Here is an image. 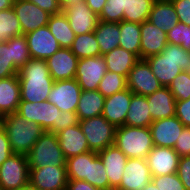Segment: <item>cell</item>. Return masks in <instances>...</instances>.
I'll return each mask as SVG.
<instances>
[{
    "mask_svg": "<svg viewBox=\"0 0 190 190\" xmlns=\"http://www.w3.org/2000/svg\"><path fill=\"white\" fill-rule=\"evenodd\" d=\"M17 75L21 101L39 103L48 99L54 80L45 60L31 58Z\"/></svg>",
    "mask_w": 190,
    "mask_h": 190,
    "instance_id": "cell-1",
    "label": "cell"
},
{
    "mask_svg": "<svg viewBox=\"0 0 190 190\" xmlns=\"http://www.w3.org/2000/svg\"><path fill=\"white\" fill-rule=\"evenodd\" d=\"M160 84L168 87L174 78L190 67V53L179 45L168 43L164 50L145 59Z\"/></svg>",
    "mask_w": 190,
    "mask_h": 190,
    "instance_id": "cell-2",
    "label": "cell"
},
{
    "mask_svg": "<svg viewBox=\"0 0 190 190\" xmlns=\"http://www.w3.org/2000/svg\"><path fill=\"white\" fill-rule=\"evenodd\" d=\"M3 129L13 153L27 155L45 130L14 112L3 116Z\"/></svg>",
    "mask_w": 190,
    "mask_h": 190,
    "instance_id": "cell-3",
    "label": "cell"
},
{
    "mask_svg": "<svg viewBox=\"0 0 190 190\" xmlns=\"http://www.w3.org/2000/svg\"><path fill=\"white\" fill-rule=\"evenodd\" d=\"M116 145L127 158L146 159L154 146L149 127L120 126L116 128Z\"/></svg>",
    "mask_w": 190,
    "mask_h": 190,
    "instance_id": "cell-4",
    "label": "cell"
},
{
    "mask_svg": "<svg viewBox=\"0 0 190 190\" xmlns=\"http://www.w3.org/2000/svg\"><path fill=\"white\" fill-rule=\"evenodd\" d=\"M31 59L25 35L0 42V79L17 75Z\"/></svg>",
    "mask_w": 190,
    "mask_h": 190,
    "instance_id": "cell-5",
    "label": "cell"
},
{
    "mask_svg": "<svg viewBox=\"0 0 190 190\" xmlns=\"http://www.w3.org/2000/svg\"><path fill=\"white\" fill-rule=\"evenodd\" d=\"M29 168L66 166V158L55 133L45 131L27 154Z\"/></svg>",
    "mask_w": 190,
    "mask_h": 190,
    "instance_id": "cell-6",
    "label": "cell"
},
{
    "mask_svg": "<svg viewBox=\"0 0 190 190\" xmlns=\"http://www.w3.org/2000/svg\"><path fill=\"white\" fill-rule=\"evenodd\" d=\"M27 121L35 122L45 131L57 134L59 132L60 109L48 100L42 102L20 101L16 111Z\"/></svg>",
    "mask_w": 190,
    "mask_h": 190,
    "instance_id": "cell-7",
    "label": "cell"
},
{
    "mask_svg": "<svg viewBox=\"0 0 190 190\" xmlns=\"http://www.w3.org/2000/svg\"><path fill=\"white\" fill-rule=\"evenodd\" d=\"M79 125L87 139L90 151L98 153L114 144L116 127L102 115L79 120Z\"/></svg>",
    "mask_w": 190,
    "mask_h": 190,
    "instance_id": "cell-8",
    "label": "cell"
},
{
    "mask_svg": "<svg viewBox=\"0 0 190 190\" xmlns=\"http://www.w3.org/2000/svg\"><path fill=\"white\" fill-rule=\"evenodd\" d=\"M27 155L13 153L0 165V190H17L29 181Z\"/></svg>",
    "mask_w": 190,
    "mask_h": 190,
    "instance_id": "cell-9",
    "label": "cell"
},
{
    "mask_svg": "<svg viewBox=\"0 0 190 190\" xmlns=\"http://www.w3.org/2000/svg\"><path fill=\"white\" fill-rule=\"evenodd\" d=\"M106 72V61L102 55L82 58L78 59L75 79L82 90H97Z\"/></svg>",
    "mask_w": 190,
    "mask_h": 190,
    "instance_id": "cell-10",
    "label": "cell"
},
{
    "mask_svg": "<svg viewBox=\"0 0 190 190\" xmlns=\"http://www.w3.org/2000/svg\"><path fill=\"white\" fill-rule=\"evenodd\" d=\"M162 87L145 59H139L127 77V88L134 94L147 96Z\"/></svg>",
    "mask_w": 190,
    "mask_h": 190,
    "instance_id": "cell-11",
    "label": "cell"
},
{
    "mask_svg": "<svg viewBox=\"0 0 190 190\" xmlns=\"http://www.w3.org/2000/svg\"><path fill=\"white\" fill-rule=\"evenodd\" d=\"M81 92L82 89L75 78L57 80L54 81L47 100L62 112H76Z\"/></svg>",
    "mask_w": 190,
    "mask_h": 190,
    "instance_id": "cell-12",
    "label": "cell"
},
{
    "mask_svg": "<svg viewBox=\"0 0 190 190\" xmlns=\"http://www.w3.org/2000/svg\"><path fill=\"white\" fill-rule=\"evenodd\" d=\"M29 181L37 190H65L67 186L66 166L29 168Z\"/></svg>",
    "mask_w": 190,
    "mask_h": 190,
    "instance_id": "cell-13",
    "label": "cell"
},
{
    "mask_svg": "<svg viewBox=\"0 0 190 190\" xmlns=\"http://www.w3.org/2000/svg\"><path fill=\"white\" fill-rule=\"evenodd\" d=\"M13 9L25 35L40 27L47 26L50 14L28 0H14Z\"/></svg>",
    "mask_w": 190,
    "mask_h": 190,
    "instance_id": "cell-14",
    "label": "cell"
},
{
    "mask_svg": "<svg viewBox=\"0 0 190 190\" xmlns=\"http://www.w3.org/2000/svg\"><path fill=\"white\" fill-rule=\"evenodd\" d=\"M151 180L152 175L146 159L128 158L121 183L116 190H142Z\"/></svg>",
    "mask_w": 190,
    "mask_h": 190,
    "instance_id": "cell-15",
    "label": "cell"
},
{
    "mask_svg": "<svg viewBox=\"0 0 190 190\" xmlns=\"http://www.w3.org/2000/svg\"><path fill=\"white\" fill-rule=\"evenodd\" d=\"M25 37L30 56L34 59L46 60L61 48L48 26L31 31Z\"/></svg>",
    "mask_w": 190,
    "mask_h": 190,
    "instance_id": "cell-16",
    "label": "cell"
},
{
    "mask_svg": "<svg viewBox=\"0 0 190 190\" xmlns=\"http://www.w3.org/2000/svg\"><path fill=\"white\" fill-rule=\"evenodd\" d=\"M62 12L68 18L70 27L75 35L94 32L99 22L98 16L88 7L85 1L64 8Z\"/></svg>",
    "mask_w": 190,
    "mask_h": 190,
    "instance_id": "cell-17",
    "label": "cell"
},
{
    "mask_svg": "<svg viewBox=\"0 0 190 190\" xmlns=\"http://www.w3.org/2000/svg\"><path fill=\"white\" fill-rule=\"evenodd\" d=\"M184 127L176 116L153 121L149 129L154 146L173 148Z\"/></svg>",
    "mask_w": 190,
    "mask_h": 190,
    "instance_id": "cell-18",
    "label": "cell"
},
{
    "mask_svg": "<svg viewBox=\"0 0 190 190\" xmlns=\"http://www.w3.org/2000/svg\"><path fill=\"white\" fill-rule=\"evenodd\" d=\"M180 156L173 148L153 146L147 155V163L152 176L177 173Z\"/></svg>",
    "mask_w": 190,
    "mask_h": 190,
    "instance_id": "cell-19",
    "label": "cell"
},
{
    "mask_svg": "<svg viewBox=\"0 0 190 190\" xmlns=\"http://www.w3.org/2000/svg\"><path fill=\"white\" fill-rule=\"evenodd\" d=\"M45 61L54 81L75 78L78 58L70 48H60Z\"/></svg>",
    "mask_w": 190,
    "mask_h": 190,
    "instance_id": "cell-20",
    "label": "cell"
},
{
    "mask_svg": "<svg viewBox=\"0 0 190 190\" xmlns=\"http://www.w3.org/2000/svg\"><path fill=\"white\" fill-rule=\"evenodd\" d=\"M131 97L132 91L128 88L105 97L102 116L116 128L124 126Z\"/></svg>",
    "mask_w": 190,
    "mask_h": 190,
    "instance_id": "cell-21",
    "label": "cell"
},
{
    "mask_svg": "<svg viewBox=\"0 0 190 190\" xmlns=\"http://www.w3.org/2000/svg\"><path fill=\"white\" fill-rule=\"evenodd\" d=\"M98 155L105 166L110 187L116 190L121 183L127 156L114 144L99 151Z\"/></svg>",
    "mask_w": 190,
    "mask_h": 190,
    "instance_id": "cell-22",
    "label": "cell"
},
{
    "mask_svg": "<svg viewBox=\"0 0 190 190\" xmlns=\"http://www.w3.org/2000/svg\"><path fill=\"white\" fill-rule=\"evenodd\" d=\"M167 44V33L148 20L141 23L140 59L161 53Z\"/></svg>",
    "mask_w": 190,
    "mask_h": 190,
    "instance_id": "cell-23",
    "label": "cell"
},
{
    "mask_svg": "<svg viewBox=\"0 0 190 190\" xmlns=\"http://www.w3.org/2000/svg\"><path fill=\"white\" fill-rule=\"evenodd\" d=\"M57 136L59 146L66 159L90 151L87 139L79 123L61 130L57 133Z\"/></svg>",
    "mask_w": 190,
    "mask_h": 190,
    "instance_id": "cell-24",
    "label": "cell"
},
{
    "mask_svg": "<svg viewBox=\"0 0 190 190\" xmlns=\"http://www.w3.org/2000/svg\"><path fill=\"white\" fill-rule=\"evenodd\" d=\"M146 97L153 121L175 116L176 100L168 87L162 86Z\"/></svg>",
    "mask_w": 190,
    "mask_h": 190,
    "instance_id": "cell-25",
    "label": "cell"
},
{
    "mask_svg": "<svg viewBox=\"0 0 190 190\" xmlns=\"http://www.w3.org/2000/svg\"><path fill=\"white\" fill-rule=\"evenodd\" d=\"M20 101L18 75L0 79V114L5 116L16 112Z\"/></svg>",
    "mask_w": 190,
    "mask_h": 190,
    "instance_id": "cell-26",
    "label": "cell"
},
{
    "mask_svg": "<svg viewBox=\"0 0 190 190\" xmlns=\"http://www.w3.org/2000/svg\"><path fill=\"white\" fill-rule=\"evenodd\" d=\"M148 21L167 33L178 24V17L171 0L155 1Z\"/></svg>",
    "mask_w": 190,
    "mask_h": 190,
    "instance_id": "cell-27",
    "label": "cell"
},
{
    "mask_svg": "<svg viewBox=\"0 0 190 190\" xmlns=\"http://www.w3.org/2000/svg\"><path fill=\"white\" fill-rule=\"evenodd\" d=\"M104 102L105 97L98 90H82L76 109L78 120L102 115Z\"/></svg>",
    "mask_w": 190,
    "mask_h": 190,
    "instance_id": "cell-28",
    "label": "cell"
},
{
    "mask_svg": "<svg viewBox=\"0 0 190 190\" xmlns=\"http://www.w3.org/2000/svg\"><path fill=\"white\" fill-rule=\"evenodd\" d=\"M152 122L147 97L132 92L125 125L132 127H149Z\"/></svg>",
    "mask_w": 190,
    "mask_h": 190,
    "instance_id": "cell-29",
    "label": "cell"
},
{
    "mask_svg": "<svg viewBox=\"0 0 190 190\" xmlns=\"http://www.w3.org/2000/svg\"><path fill=\"white\" fill-rule=\"evenodd\" d=\"M106 61L107 71L128 77L130 70L134 67L139 58L132 52L121 47L111 50L103 55Z\"/></svg>",
    "mask_w": 190,
    "mask_h": 190,
    "instance_id": "cell-30",
    "label": "cell"
},
{
    "mask_svg": "<svg viewBox=\"0 0 190 190\" xmlns=\"http://www.w3.org/2000/svg\"><path fill=\"white\" fill-rule=\"evenodd\" d=\"M94 34L99 44L100 55H105L111 50L119 47L121 38L119 23L100 21L97 24Z\"/></svg>",
    "mask_w": 190,
    "mask_h": 190,
    "instance_id": "cell-31",
    "label": "cell"
},
{
    "mask_svg": "<svg viewBox=\"0 0 190 190\" xmlns=\"http://www.w3.org/2000/svg\"><path fill=\"white\" fill-rule=\"evenodd\" d=\"M47 26L61 48L71 47L75 34L70 27L68 18L63 12L51 15Z\"/></svg>",
    "mask_w": 190,
    "mask_h": 190,
    "instance_id": "cell-32",
    "label": "cell"
},
{
    "mask_svg": "<svg viewBox=\"0 0 190 190\" xmlns=\"http://www.w3.org/2000/svg\"><path fill=\"white\" fill-rule=\"evenodd\" d=\"M119 29L121 34L119 47L132 52L140 59L141 24L121 21Z\"/></svg>",
    "mask_w": 190,
    "mask_h": 190,
    "instance_id": "cell-33",
    "label": "cell"
},
{
    "mask_svg": "<svg viewBox=\"0 0 190 190\" xmlns=\"http://www.w3.org/2000/svg\"><path fill=\"white\" fill-rule=\"evenodd\" d=\"M86 181L102 190H113L106 175L105 166L97 152L89 151V170Z\"/></svg>",
    "mask_w": 190,
    "mask_h": 190,
    "instance_id": "cell-34",
    "label": "cell"
},
{
    "mask_svg": "<svg viewBox=\"0 0 190 190\" xmlns=\"http://www.w3.org/2000/svg\"><path fill=\"white\" fill-rule=\"evenodd\" d=\"M154 0H125L123 21L139 23L148 20Z\"/></svg>",
    "mask_w": 190,
    "mask_h": 190,
    "instance_id": "cell-35",
    "label": "cell"
},
{
    "mask_svg": "<svg viewBox=\"0 0 190 190\" xmlns=\"http://www.w3.org/2000/svg\"><path fill=\"white\" fill-rule=\"evenodd\" d=\"M70 50L78 59L100 56V48L94 32L75 35Z\"/></svg>",
    "mask_w": 190,
    "mask_h": 190,
    "instance_id": "cell-36",
    "label": "cell"
},
{
    "mask_svg": "<svg viewBox=\"0 0 190 190\" xmlns=\"http://www.w3.org/2000/svg\"><path fill=\"white\" fill-rule=\"evenodd\" d=\"M22 35L21 25L12 8L0 11V42H7L15 36Z\"/></svg>",
    "mask_w": 190,
    "mask_h": 190,
    "instance_id": "cell-37",
    "label": "cell"
},
{
    "mask_svg": "<svg viewBox=\"0 0 190 190\" xmlns=\"http://www.w3.org/2000/svg\"><path fill=\"white\" fill-rule=\"evenodd\" d=\"M89 152L66 159V171L68 179L84 180L88 178Z\"/></svg>",
    "mask_w": 190,
    "mask_h": 190,
    "instance_id": "cell-38",
    "label": "cell"
},
{
    "mask_svg": "<svg viewBox=\"0 0 190 190\" xmlns=\"http://www.w3.org/2000/svg\"><path fill=\"white\" fill-rule=\"evenodd\" d=\"M124 89H127V78L110 71L106 72L97 88L104 97L112 96Z\"/></svg>",
    "mask_w": 190,
    "mask_h": 190,
    "instance_id": "cell-39",
    "label": "cell"
},
{
    "mask_svg": "<svg viewBox=\"0 0 190 190\" xmlns=\"http://www.w3.org/2000/svg\"><path fill=\"white\" fill-rule=\"evenodd\" d=\"M176 101L190 98V74L182 71L168 86Z\"/></svg>",
    "mask_w": 190,
    "mask_h": 190,
    "instance_id": "cell-40",
    "label": "cell"
},
{
    "mask_svg": "<svg viewBox=\"0 0 190 190\" xmlns=\"http://www.w3.org/2000/svg\"><path fill=\"white\" fill-rule=\"evenodd\" d=\"M167 41L173 45H179L190 53V26L178 22L171 30L167 32Z\"/></svg>",
    "mask_w": 190,
    "mask_h": 190,
    "instance_id": "cell-41",
    "label": "cell"
},
{
    "mask_svg": "<svg viewBox=\"0 0 190 190\" xmlns=\"http://www.w3.org/2000/svg\"><path fill=\"white\" fill-rule=\"evenodd\" d=\"M125 0H107L101 14L100 21L120 23L123 21Z\"/></svg>",
    "mask_w": 190,
    "mask_h": 190,
    "instance_id": "cell-42",
    "label": "cell"
},
{
    "mask_svg": "<svg viewBox=\"0 0 190 190\" xmlns=\"http://www.w3.org/2000/svg\"><path fill=\"white\" fill-rule=\"evenodd\" d=\"M152 181L160 190H186L177 173L152 176Z\"/></svg>",
    "mask_w": 190,
    "mask_h": 190,
    "instance_id": "cell-43",
    "label": "cell"
},
{
    "mask_svg": "<svg viewBox=\"0 0 190 190\" xmlns=\"http://www.w3.org/2000/svg\"><path fill=\"white\" fill-rule=\"evenodd\" d=\"M173 149L180 157L190 156V127H184Z\"/></svg>",
    "mask_w": 190,
    "mask_h": 190,
    "instance_id": "cell-44",
    "label": "cell"
},
{
    "mask_svg": "<svg viewBox=\"0 0 190 190\" xmlns=\"http://www.w3.org/2000/svg\"><path fill=\"white\" fill-rule=\"evenodd\" d=\"M178 21L190 26V0H171Z\"/></svg>",
    "mask_w": 190,
    "mask_h": 190,
    "instance_id": "cell-45",
    "label": "cell"
},
{
    "mask_svg": "<svg viewBox=\"0 0 190 190\" xmlns=\"http://www.w3.org/2000/svg\"><path fill=\"white\" fill-rule=\"evenodd\" d=\"M177 175L186 190H190V156L180 157Z\"/></svg>",
    "mask_w": 190,
    "mask_h": 190,
    "instance_id": "cell-46",
    "label": "cell"
},
{
    "mask_svg": "<svg viewBox=\"0 0 190 190\" xmlns=\"http://www.w3.org/2000/svg\"><path fill=\"white\" fill-rule=\"evenodd\" d=\"M175 116L185 127H190V98L176 101Z\"/></svg>",
    "mask_w": 190,
    "mask_h": 190,
    "instance_id": "cell-47",
    "label": "cell"
},
{
    "mask_svg": "<svg viewBox=\"0 0 190 190\" xmlns=\"http://www.w3.org/2000/svg\"><path fill=\"white\" fill-rule=\"evenodd\" d=\"M48 12L50 15L59 14L62 12L58 0H28Z\"/></svg>",
    "mask_w": 190,
    "mask_h": 190,
    "instance_id": "cell-48",
    "label": "cell"
},
{
    "mask_svg": "<svg viewBox=\"0 0 190 190\" xmlns=\"http://www.w3.org/2000/svg\"><path fill=\"white\" fill-rule=\"evenodd\" d=\"M13 154V151L10 146L7 134L2 128L0 130V165Z\"/></svg>",
    "mask_w": 190,
    "mask_h": 190,
    "instance_id": "cell-49",
    "label": "cell"
},
{
    "mask_svg": "<svg viewBox=\"0 0 190 190\" xmlns=\"http://www.w3.org/2000/svg\"><path fill=\"white\" fill-rule=\"evenodd\" d=\"M78 123L76 112L63 111L59 116V132Z\"/></svg>",
    "mask_w": 190,
    "mask_h": 190,
    "instance_id": "cell-50",
    "label": "cell"
},
{
    "mask_svg": "<svg viewBox=\"0 0 190 190\" xmlns=\"http://www.w3.org/2000/svg\"><path fill=\"white\" fill-rule=\"evenodd\" d=\"M66 189L67 190H102L86 181L75 180V179H68Z\"/></svg>",
    "mask_w": 190,
    "mask_h": 190,
    "instance_id": "cell-51",
    "label": "cell"
},
{
    "mask_svg": "<svg viewBox=\"0 0 190 190\" xmlns=\"http://www.w3.org/2000/svg\"><path fill=\"white\" fill-rule=\"evenodd\" d=\"M84 1L97 16L101 14L102 9L107 2V0H84Z\"/></svg>",
    "mask_w": 190,
    "mask_h": 190,
    "instance_id": "cell-52",
    "label": "cell"
},
{
    "mask_svg": "<svg viewBox=\"0 0 190 190\" xmlns=\"http://www.w3.org/2000/svg\"><path fill=\"white\" fill-rule=\"evenodd\" d=\"M61 9L68 8L70 6L76 5L77 3L84 1V0H58Z\"/></svg>",
    "mask_w": 190,
    "mask_h": 190,
    "instance_id": "cell-53",
    "label": "cell"
},
{
    "mask_svg": "<svg viewBox=\"0 0 190 190\" xmlns=\"http://www.w3.org/2000/svg\"><path fill=\"white\" fill-rule=\"evenodd\" d=\"M14 0H0V11L13 7Z\"/></svg>",
    "mask_w": 190,
    "mask_h": 190,
    "instance_id": "cell-54",
    "label": "cell"
},
{
    "mask_svg": "<svg viewBox=\"0 0 190 190\" xmlns=\"http://www.w3.org/2000/svg\"><path fill=\"white\" fill-rule=\"evenodd\" d=\"M17 190H37V189L30 181H28L23 187Z\"/></svg>",
    "mask_w": 190,
    "mask_h": 190,
    "instance_id": "cell-55",
    "label": "cell"
},
{
    "mask_svg": "<svg viewBox=\"0 0 190 190\" xmlns=\"http://www.w3.org/2000/svg\"><path fill=\"white\" fill-rule=\"evenodd\" d=\"M142 190H160L151 180Z\"/></svg>",
    "mask_w": 190,
    "mask_h": 190,
    "instance_id": "cell-56",
    "label": "cell"
},
{
    "mask_svg": "<svg viewBox=\"0 0 190 190\" xmlns=\"http://www.w3.org/2000/svg\"><path fill=\"white\" fill-rule=\"evenodd\" d=\"M3 128V116H0V130Z\"/></svg>",
    "mask_w": 190,
    "mask_h": 190,
    "instance_id": "cell-57",
    "label": "cell"
}]
</instances>
